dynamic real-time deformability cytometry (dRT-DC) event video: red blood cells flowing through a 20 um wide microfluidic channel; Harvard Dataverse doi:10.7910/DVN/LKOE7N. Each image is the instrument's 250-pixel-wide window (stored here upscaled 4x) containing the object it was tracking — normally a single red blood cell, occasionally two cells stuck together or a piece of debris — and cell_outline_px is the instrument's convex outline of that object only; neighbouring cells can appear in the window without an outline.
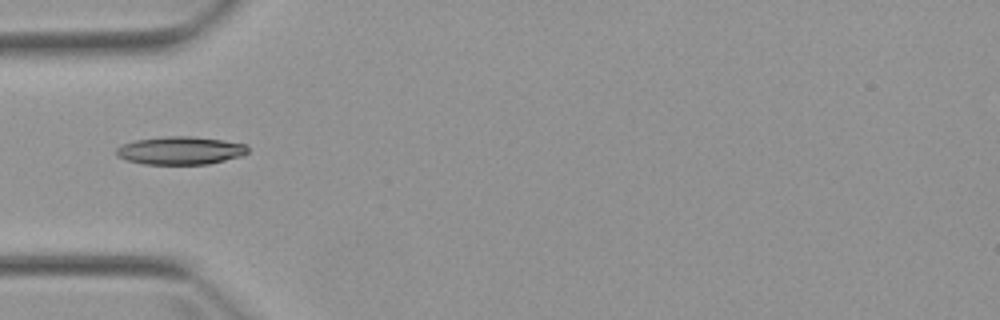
{"species": "Egyptian fruit bat (a non-hibernating species)", "species_latin": "Rousettus aegyptiacus", "temperature_condition": "warm", "stored_images_in_passage": 5, "camera_frame_rate_fps": 3000, "um_per_image_px": 0.085, "animal": {"sex": "female"}, "frame": {"image": 1, "passage_image": 5, "time_ms": 5.333, "image_size_px": [1000, 320], "cell_outline_px": [[248, 152], [240, 156], [208, 164], [144, 164], [128, 160], [116, 156], [116, 148], [124, 144], [136, 140], [164, 136], [192, 136], [220, 140], [244, 144], [248, 148]], "centroid_in_image_um": [15.3, 12.79], "position_along_channel_um": 69.7, "area_um2": 21.21}}